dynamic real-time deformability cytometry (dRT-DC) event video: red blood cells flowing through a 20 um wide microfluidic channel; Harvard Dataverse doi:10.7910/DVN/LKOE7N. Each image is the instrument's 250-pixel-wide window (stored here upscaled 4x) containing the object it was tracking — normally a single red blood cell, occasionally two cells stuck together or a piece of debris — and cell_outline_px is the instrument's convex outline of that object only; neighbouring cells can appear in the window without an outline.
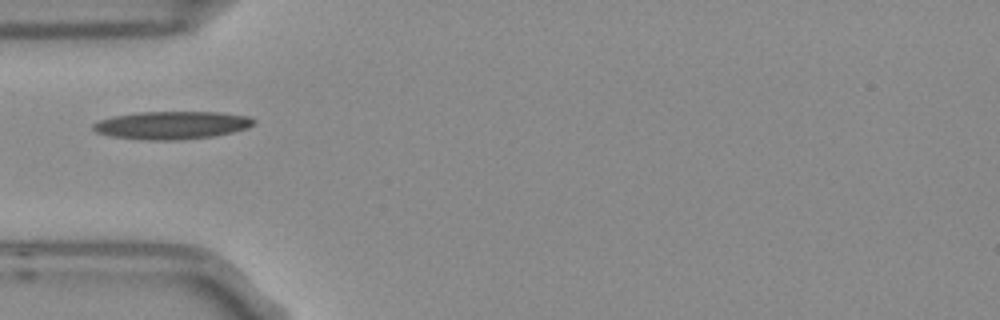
{"species": "Egyptian fruit bat (a non-hibernating species)", "species_latin": "Rousettus aegyptiacus", "temperature_condition": "room temperature", "stored_images_in_passage": 6, "camera_frame_rate_fps": 3000, "um_per_image_px": 0.085, "frame": {"image": 1, "passage_image": 3, "time_ms": 0.667, "image_size_px": [1000, 320], "cell_outline_px": [[256, 120], [248, 128], [232, 132], [212, 136], [180, 140], [148, 140], [112, 136], [96, 132], [92, 128], [92, 124], [100, 120], [112, 116], [136, 112], [220, 112], [252, 116]], "centroid_in_image_um": [14.62, 10.63], "position_along_channel_um": 70.4, "area_um2": 26.18}}
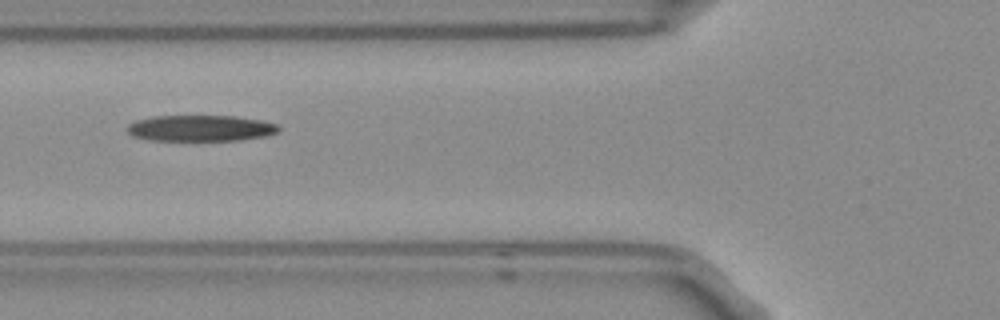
{"frame": {"image": 2, "passage_image": 4, "time_ms": 1.0, "image_size_px": [1000, 320], "cell_outline_px": [[280, 132], [264, 136], [240, 140], [148, 140], [132, 136], [124, 128], [128, 124], [136, 120], [152, 116], [236, 116], [260, 120], [280, 124]], "centroid_in_image_um": [17.04, 10.89], "position_along_channel_um": 108.8, "area_um2": 23.24}}